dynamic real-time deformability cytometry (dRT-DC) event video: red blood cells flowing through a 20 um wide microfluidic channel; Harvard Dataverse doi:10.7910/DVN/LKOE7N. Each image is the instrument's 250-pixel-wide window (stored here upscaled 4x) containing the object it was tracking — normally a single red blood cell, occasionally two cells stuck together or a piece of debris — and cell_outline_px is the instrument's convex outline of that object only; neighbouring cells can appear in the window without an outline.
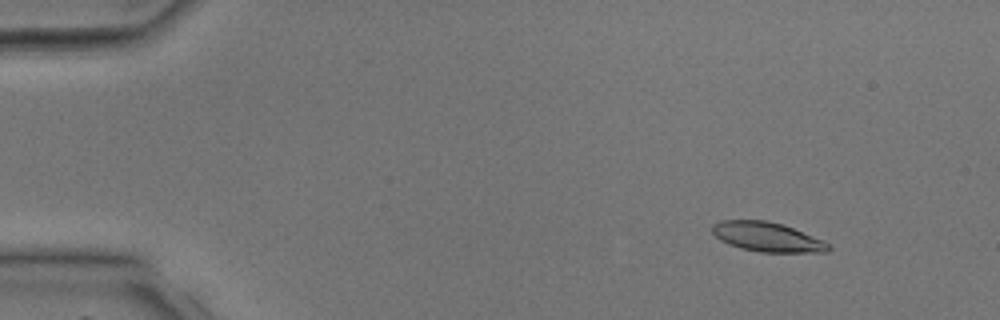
{"species": "common noctule bat (a hibernating species)", "species_latin": "Nyctalus noctula", "temperature_condition": "room temperature", "stored_images_in_passage": 39, "camera_frame_rate_fps": 3000, "um_per_image_px": 0.085, "animal": {"sex": "male", "body_mass_g": 17.9, "forearm_length_mm": 54.2}, "frame": {"image": 1, "passage_image": 5, "time_ms": 1.333, "image_size_px": [1000, 320], "cell_outline_px": [[832, 248], [828, 252], [760, 252], [740, 248], [728, 244], [720, 240], [712, 232], [712, 224], [720, 220], [764, 220], [784, 224], [820, 240], [828, 244]], "centroid_in_image_um": [65.16, 20.14], "position_along_channel_um": 19.8, "area_um2": 19.83}}
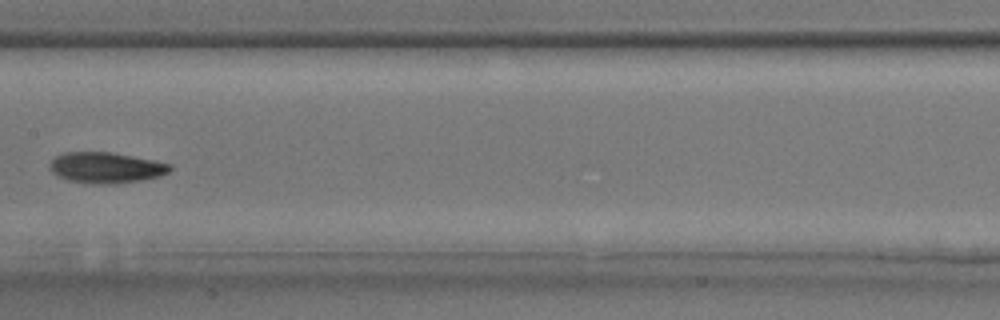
{"frame": {"image": 2, "passage_image": 21, "time_ms": 6.667, "image_size_px": [1000, 320], "cell_outline_px": [[172, 168], [168, 172], [160, 176], [140, 180], [112, 184], [96, 184], [68, 180], [52, 172], [48, 164], [56, 156], [64, 152], [112, 152], [172, 164]], "centroid_in_image_um": [9.0, 14.24], "position_along_channel_um": 198.4, "area_um2": 21.44}}
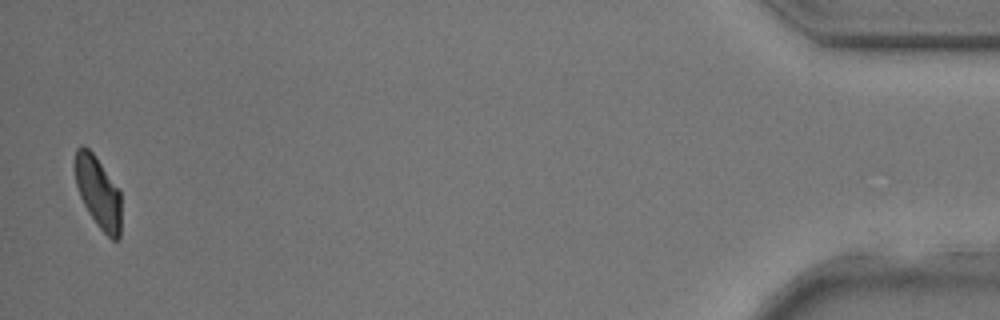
{"frame": {"image": 3, "passage_image": 39, "time_ms": 12.667, "image_size_px": [1000, 320], "cell_outline_px": [[120, 240], [112, 240], [96, 224], [88, 212], [80, 196], [76, 184], [76, 148], [80, 144], [84, 144], [92, 152], [120, 192]], "centroid_in_image_um": [8.34, 16.37], "position_along_channel_um": 426.9, "area_um2": 18.84}}